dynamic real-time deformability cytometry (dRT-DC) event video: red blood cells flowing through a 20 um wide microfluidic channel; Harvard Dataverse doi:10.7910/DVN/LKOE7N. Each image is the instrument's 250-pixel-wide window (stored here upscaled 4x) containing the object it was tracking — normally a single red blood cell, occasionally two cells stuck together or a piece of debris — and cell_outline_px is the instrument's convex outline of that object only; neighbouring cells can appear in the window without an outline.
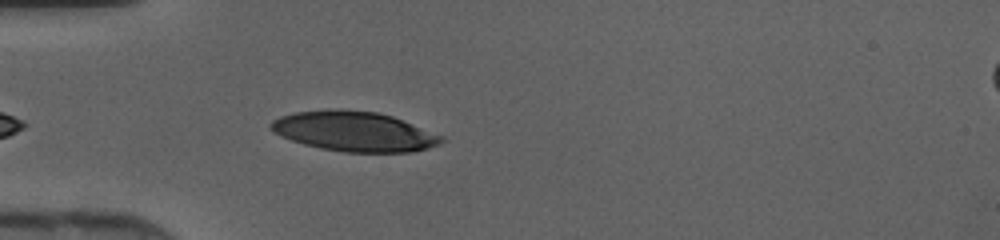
{"species": "human", "species_latin": "Homo sapiens", "temperature_condition": "cold", "stored_images_in_passage": 33, "camera_frame_rate_fps": 3000, "um_per_image_px": 0.085, "donor": {"sex": "female"}, "frame": {"image": 1, "passage_image": 3, "time_ms": 0.667, "image_size_px": [1000, 240], "cell_outline_px": [[444, 140], [440, 144], [428, 148], [412, 152], [344, 152], [320, 148], [304, 144], [280, 136], [268, 128], [268, 124], [272, 120], [280, 116], [296, 112], [376, 112], [392, 116], [444, 136]], "centroid_in_image_um": [30.13, 11.22], "position_along_channel_um": 54.9, "area_um2": 38.61}}
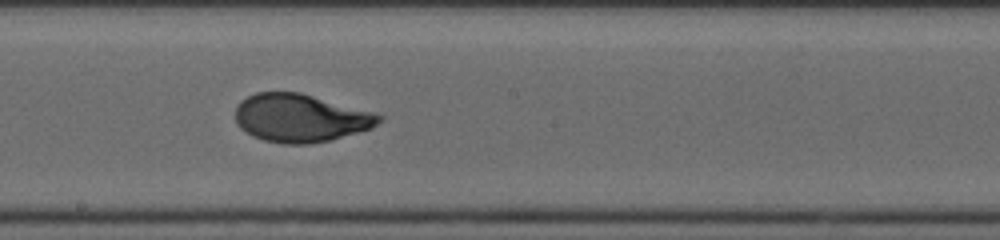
{"frame": {"image": 2, "passage_image": 15, "time_ms": 4.667, "image_size_px": [1000, 240], "cell_outline_px": [[384, 120], [372, 128], [328, 140], [308, 144], [284, 144], [264, 140], [252, 136], [240, 128], [236, 124], [236, 104], [240, 100], [256, 92], [300, 92], [372, 112], [384, 116]], "centroid_in_image_um": [25.51, 10.03], "position_along_channel_um": 222.7, "area_um2": 40.17}}
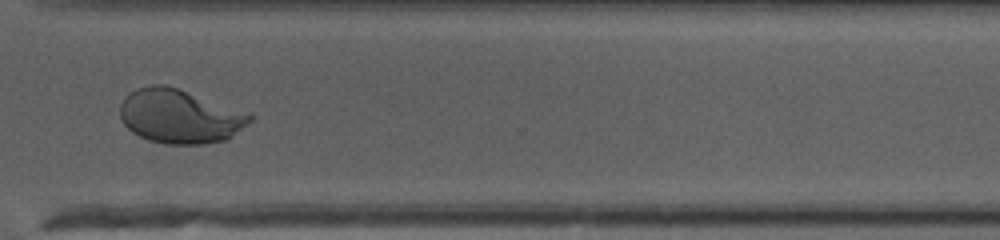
{"frame": {"image": 3, "passage_image": 24, "time_ms": 7.667, "image_size_px": [1000, 240], "cell_outline_px": [[252, 120], [248, 124], [228, 140], [204, 144], [168, 144], [148, 140], [132, 132], [120, 120], [120, 104], [124, 96], [136, 88], [152, 84], [164, 84], [252, 112]], "centroid_in_image_um": [15.31, 9.88], "position_along_channel_um": 355.3, "area_um2": 41.44}}